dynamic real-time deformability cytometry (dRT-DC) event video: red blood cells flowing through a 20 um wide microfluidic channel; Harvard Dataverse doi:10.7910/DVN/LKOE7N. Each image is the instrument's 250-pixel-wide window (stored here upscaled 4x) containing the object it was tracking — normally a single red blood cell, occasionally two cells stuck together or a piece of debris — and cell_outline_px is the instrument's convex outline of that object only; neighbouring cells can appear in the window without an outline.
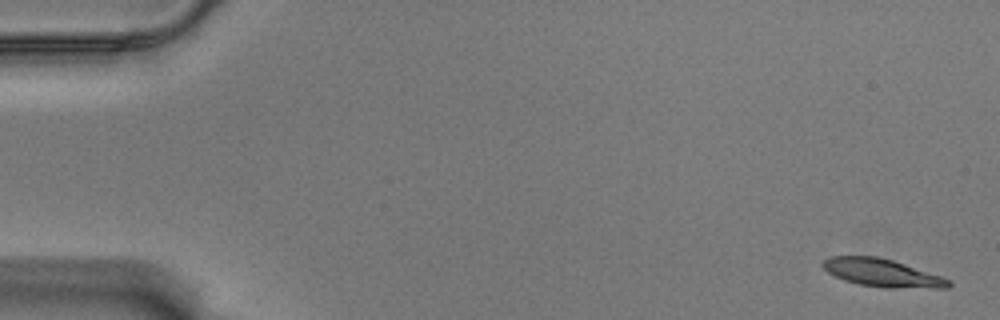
{"species": "Egyptian fruit bat (a non-hibernating species)", "species_latin": "Rousettus aegyptiacus", "temperature_condition": "warm", "stored_images_in_passage": 59, "segment_of_instrument_passage": [1, 2], "camera_frame_rate_fps": 3000, "um_per_image_px": 0.085, "animal": {"sex": "male"}, "frame": {"image": 1, "passage_image": 2, "time_ms": 0.333, "image_size_px": [1000, 320], "cell_outline_px": [[952, 284], [948, 288], [884, 288], [860, 284], [844, 280], [828, 272], [820, 264], [828, 256], [876, 256], [892, 260], [952, 280]], "centroid_in_image_um": [74.98, 23.2], "position_along_channel_um": 10.0, "area_um2": 20.35}}
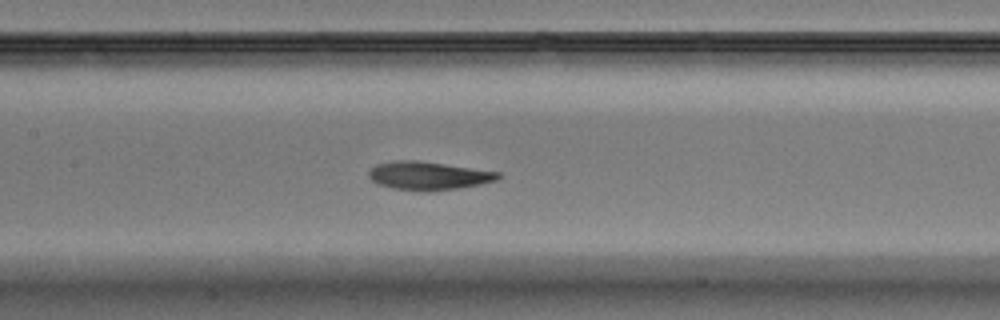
{"frame": {"image": 2, "passage_image": 28, "time_ms": 9.0, "image_size_px": [1000, 320], "cell_outline_px": [[504, 176], [496, 180], [480, 184], [460, 188], [432, 192], [424, 192], [392, 188], [380, 184], [372, 180], [368, 176], [368, 172], [376, 164], [396, 160], [416, 160], [500, 172]], "centroid_in_image_um": [36.43, 14.95], "position_along_channel_um": 171.0, "area_um2": 21.44}}
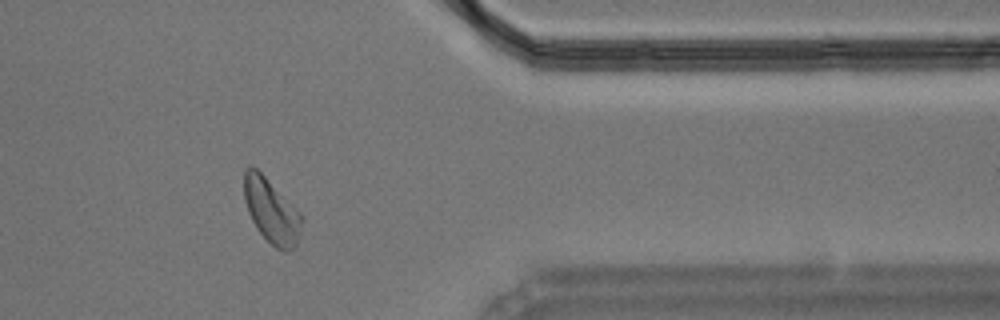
{"frame": {"image": 3, "passage_image": 48, "time_ms": 15.667, "image_size_px": [1000, 320], "cell_outline_px": [[304, 220], [296, 244], [288, 252], [284, 252], [276, 248], [256, 228], [248, 212], [244, 200], [244, 168], [248, 164], [252, 164], [304, 216]], "centroid_in_image_um": [23.06, 17.91], "position_along_channel_um": 388.3, "area_um2": 21.62}}